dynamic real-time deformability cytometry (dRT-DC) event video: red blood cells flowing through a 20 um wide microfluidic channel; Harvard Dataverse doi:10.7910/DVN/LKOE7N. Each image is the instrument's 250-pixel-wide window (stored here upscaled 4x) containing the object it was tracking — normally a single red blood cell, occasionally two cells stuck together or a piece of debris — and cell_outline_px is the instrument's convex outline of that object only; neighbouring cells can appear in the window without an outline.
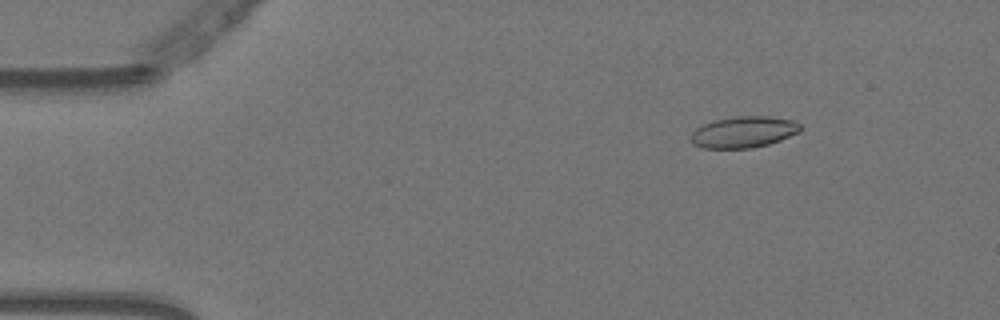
{"species": "Egyptian fruit bat (a non-hibernating species)", "species_latin": "Rousettus aegyptiacus", "temperature_condition": "warm", "stored_images_in_passage": 54, "camera_frame_rate_fps": 3000, "um_per_image_px": 0.085, "animal": {"sex": "female"}, "frame": {"image": 1, "passage_image": 7, "time_ms": 2.0, "image_size_px": [1000, 320], "cell_outline_px": [[800, 132], [780, 140], [768, 144], [752, 148], [704, 148], [692, 144], [688, 140], [688, 136], [696, 128], [704, 124], [716, 120], [736, 116], [768, 116], [792, 120], [800, 124]], "centroid_in_image_um": [63.16, 11.23], "position_along_channel_um": 21.8, "area_um2": 20.06}}
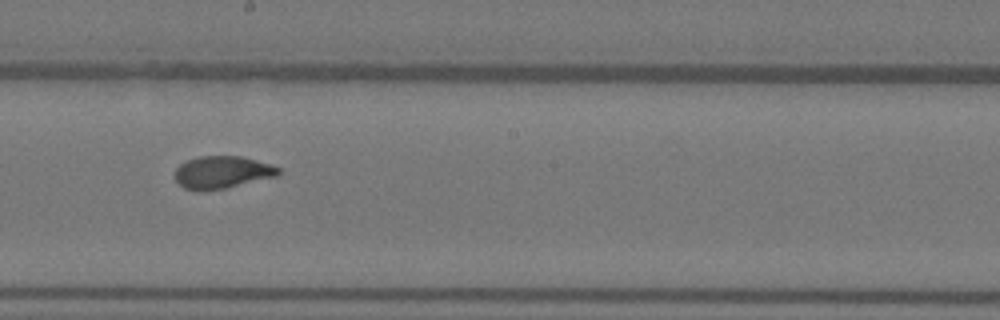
{"frame": {"image": 2, "passage_image": 30, "time_ms": 9.667, "image_size_px": [1000, 320], "cell_outline_px": [[280, 172], [276, 176], [224, 188], [200, 192], [196, 192], [184, 188], [176, 180], [176, 168], [180, 164], [188, 160], [200, 156], [240, 156], [256, 160], [280, 168]], "centroid_in_image_um": [18.84, 14.65], "position_along_channel_um": 229.4, "area_um2": 19.36}}
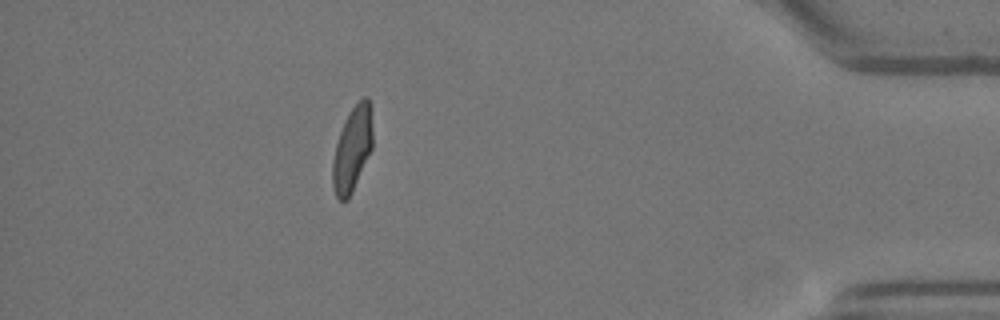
{"frame": {"image": 3, "passage_image": 48, "time_ms": 15.667, "image_size_px": [1000, 320], "cell_outline_px": [[372, 148], [352, 192], [348, 200], [340, 200], [336, 196], [332, 184], [332, 160], [336, 144], [344, 120], [348, 112], [364, 96], [368, 96], [372, 128]], "centroid_in_image_um": [29.93, 12.68], "position_along_channel_um": 405.3, "area_um2": 19.59}, "authors_computed_cell_mechanics": {"area_um2": 19.941, "velocity_mm_per_s": 3.7523, "shape_relaxation_time_tau1_ms": 4.3852, "shape_relaxation_time_tau2_ms": 0.7524, "deformation_change_tau1": 0.1753, "deformation_change_tau2": 0.0534}}